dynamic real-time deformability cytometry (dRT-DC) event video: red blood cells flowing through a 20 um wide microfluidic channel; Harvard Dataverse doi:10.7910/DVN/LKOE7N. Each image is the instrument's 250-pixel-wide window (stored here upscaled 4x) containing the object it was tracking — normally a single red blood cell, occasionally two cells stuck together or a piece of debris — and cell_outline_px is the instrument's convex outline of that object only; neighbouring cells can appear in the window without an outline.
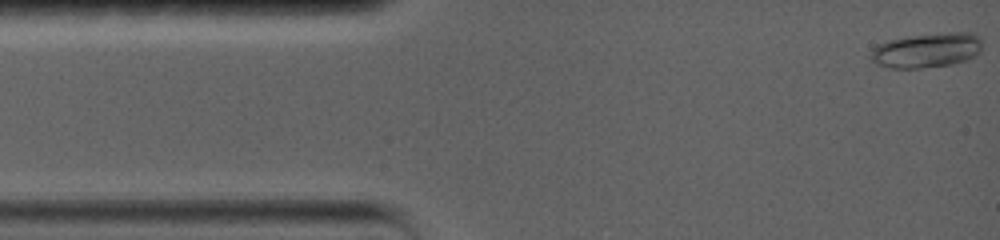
{"species": "common noctule bat (a hibernating species)", "species_latin": "Nyctalus noctula", "temperature_condition": "warm", "stored_images_in_passage": 52, "camera_frame_rate_fps": 5000, "um_per_image_px": 0.085, "animal": {"sex": "female", "body_mass_g": 19.0, "forearm_length_mm": 56.7}, "frame": {"image": 1, "passage_image": 1, "time_ms": 0.0, "image_size_px": [1000, 240], "cell_outline_px": [[980, 52], [968, 60], [952, 64], [924, 68], [888, 68], [876, 64], [868, 56], [872, 48], [888, 40], [904, 36], [948, 32], [972, 32], [980, 36]], "centroid_in_image_um": [78.75, 4.27], "position_along_channel_um": 6.2, "area_um2": 22.95}}
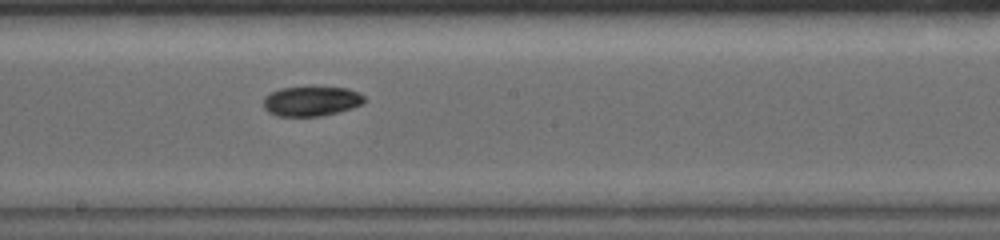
{"frame": {"image": 2, "passage_image": 30, "time_ms": 8.2, "image_size_px": [1000, 240], "cell_outline_px": [[364, 100], [360, 104], [352, 108], [340, 112], [320, 116], [276, 116], [268, 112], [264, 108], [264, 100], [272, 92], [280, 88], [312, 84], [348, 88], [364, 96]], "centroid_in_image_um": [26.46, 8.55], "position_along_channel_um": 221.7, "area_um2": 18.09}}
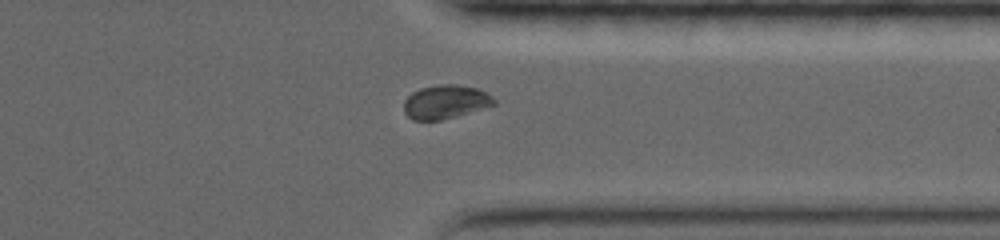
{"frame": {"image": 3, "passage_image": 46, "time_ms": 12.4, "image_size_px": [1000, 240], "cell_outline_px": [[496, 104], [456, 116], [440, 120], [412, 120], [404, 112], [404, 100], [412, 92], [420, 88], [440, 84], [456, 84], [476, 88], [492, 96], [496, 100]], "centroid_in_image_um": [37.84, 8.65], "position_along_channel_um": 373.6, "area_um2": 17.63}}